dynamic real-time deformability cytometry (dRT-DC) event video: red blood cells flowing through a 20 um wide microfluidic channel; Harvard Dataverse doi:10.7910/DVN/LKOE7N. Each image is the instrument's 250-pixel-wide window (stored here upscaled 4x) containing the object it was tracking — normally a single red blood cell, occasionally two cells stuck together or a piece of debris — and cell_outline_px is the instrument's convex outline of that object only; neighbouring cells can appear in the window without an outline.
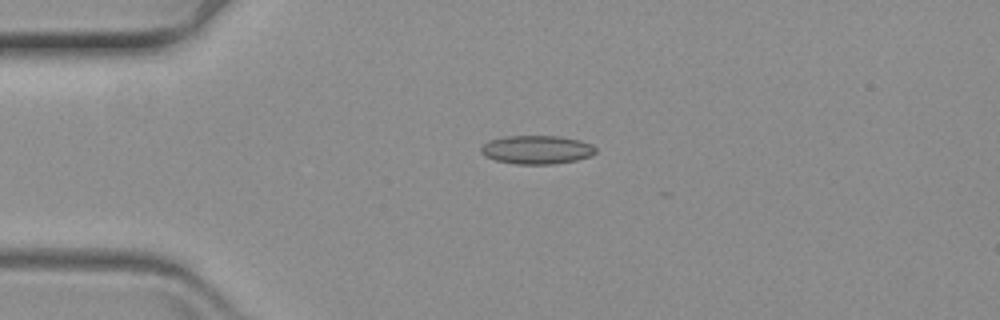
{"species": "common noctule bat (a hibernating species)", "species_latin": "Nyctalus noctula", "temperature_condition": "warm", "stored_images_in_passage": 12, "camera_frame_rate_fps": 3000, "um_per_image_px": 0.085, "animal": {"sex": "female", "body_mass_g": 19.3, "forearm_length_mm": 54.1}, "frame": {"image": 1, "passage_image": 1, "time_ms": 0.0, "image_size_px": [1000, 320], "cell_outline_px": [[596, 152], [592, 156], [576, 160], [552, 164], [516, 164], [496, 160], [484, 156], [480, 152], [480, 148], [488, 140], [504, 136], [560, 136], [580, 140], [592, 144], [596, 148]], "centroid_in_image_um": [45.63, 12.72], "position_along_channel_um": 39.4, "area_um2": 19.25}}
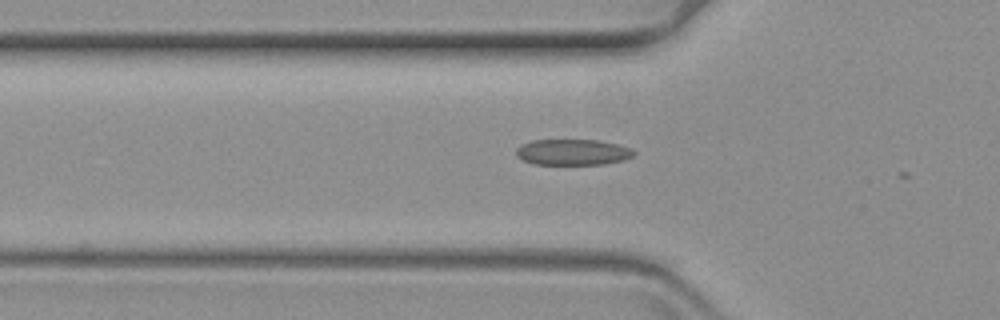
{"frame": {"image": 2, "passage_image": 7, "time_ms": 2.0, "image_size_px": [1000, 320], "cell_outline_px": [[636, 152], [632, 156], [624, 160], [604, 164], [532, 164], [516, 156], [516, 148], [520, 144], [532, 140], [600, 140], [616, 144], [628, 148]], "centroid_in_image_um": [48.64, 12.93], "position_along_channel_um": 77.2, "area_um2": 17.74}}
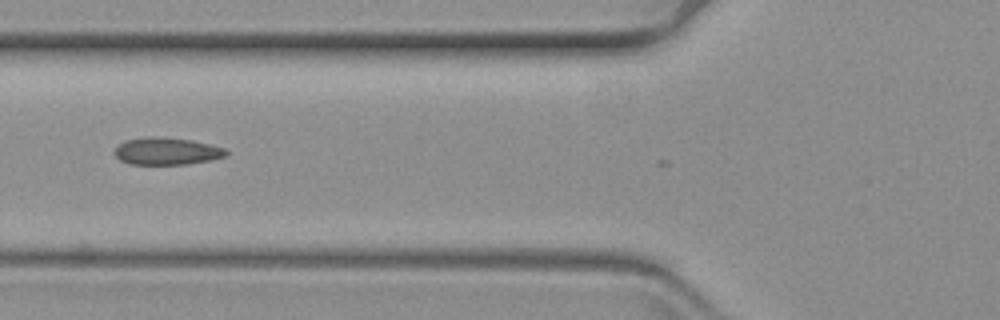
{"frame": {"image": 3, "passage_image": 10, "time_ms": 3.0, "image_size_px": [1000, 320], "cell_outline_px": [[228, 156], [212, 160], [188, 164], [128, 164], [120, 160], [112, 152], [124, 140], [152, 136], [192, 140], [224, 148], [228, 152]], "centroid_in_image_um": [14.17, 12.86], "position_along_channel_um": 111.6, "area_um2": 17.74}}